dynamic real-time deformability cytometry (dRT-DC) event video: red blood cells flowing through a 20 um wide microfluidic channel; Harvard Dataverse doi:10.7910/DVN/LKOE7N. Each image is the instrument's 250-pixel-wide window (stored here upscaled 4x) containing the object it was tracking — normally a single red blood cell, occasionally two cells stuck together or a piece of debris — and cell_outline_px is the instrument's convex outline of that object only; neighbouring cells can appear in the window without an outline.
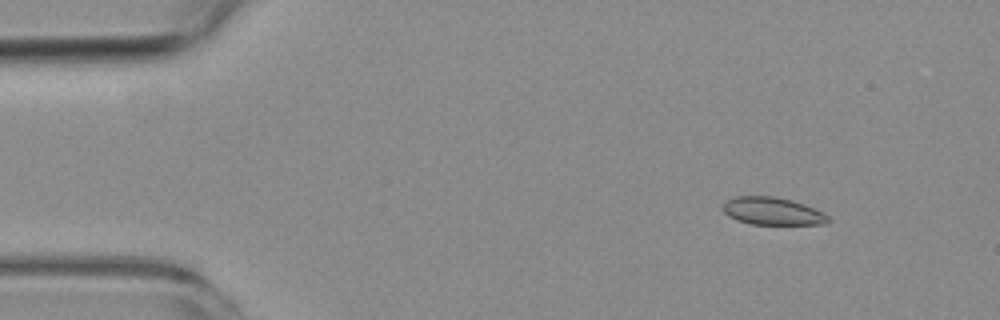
{"species": "common noctule bat (a hibernating species)", "species_latin": "Nyctalus noctula", "temperature_condition": "room temperature", "stored_images_in_passage": 8, "camera_frame_rate_fps": 3000, "um_per_image_px": 0.085, "animal": {"sex": "female", "body_mass_g": 19.3, "forearm_length_mm": 54.1}, "frame": {"image": 1, "passage_image": 1, "time_ms": 0.0, "image_size_px": [1000, 320], "cell_outline_px": [[832, 220], [828, 224], [752, 224], [736, 220], [728, 216], [720, 208], [720, 204], [724, 200], [736, 196], [772, 196], [792, 200], [804, 204], [828, 216]], "centroid_in_image_um": [65.58, 17.94], "position_along_channel_um": 19.4, "area_um2": 17.11}}
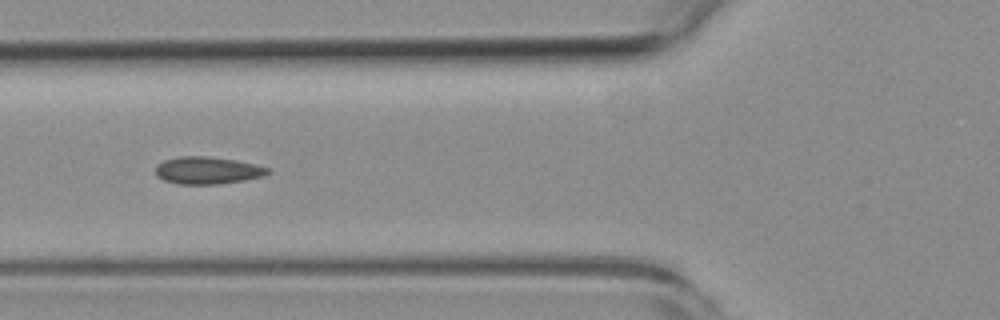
{"frame": {"image": 2, "passage_image": 5, "time_ms": 4.667, "image_size_px": [1000, 320], "cell_outline_px": [[272, 172], [264, 176], [244, 180], [216, 184], [180, 184], [164, 180], [156, 176], [156, 164], [164, 160], [180, 156], [208, 156], [236, 160], [268, 168]], "centroid_in_image_um": [17.62, 14.48], "position_along_channel_um": 108.2, "area_um2": 17.8}}
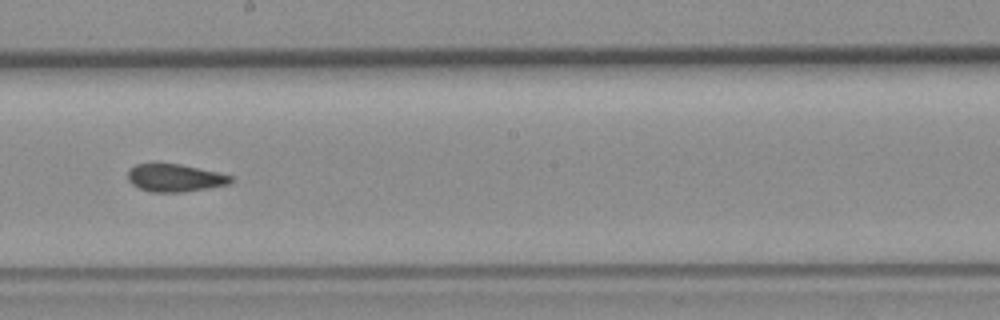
{"frame": {"image": 3, "passage_image": 8, "time_ms": 8.0, "image_size_px": [1000, 320], "cell_outline_px": [[236, 180], [232, 184], [184, 192], [152, 192], [140, 188], [132, 184], [128, 180], [128, 168], [136, 164], [180, 164], [216, 172], [232, 176]], "centroid_in_image_um": [14.9, 15.13], "position_along_channel_um": 233.3, "area_um2": 16.65}}